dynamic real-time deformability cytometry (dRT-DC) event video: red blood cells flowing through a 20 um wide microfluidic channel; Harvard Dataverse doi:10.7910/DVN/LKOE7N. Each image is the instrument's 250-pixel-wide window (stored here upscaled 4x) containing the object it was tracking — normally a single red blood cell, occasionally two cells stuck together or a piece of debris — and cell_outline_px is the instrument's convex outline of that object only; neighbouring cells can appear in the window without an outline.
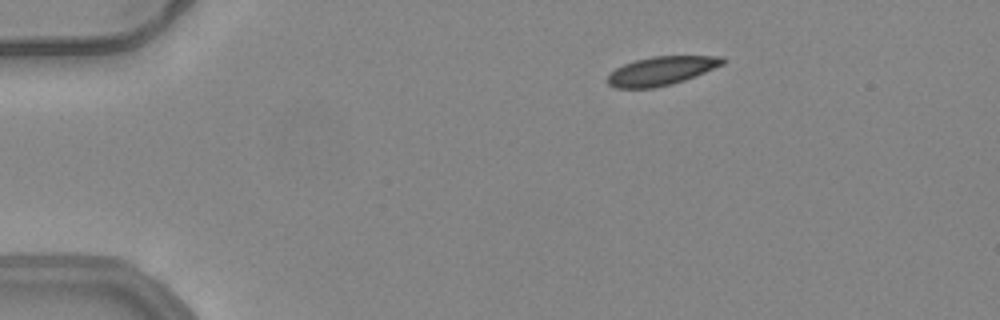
{"species": "common noctule bat (a hibernating species)", "species_latin": "Nyctalus noctula", "temperature_condition": "warm", "stored_images_in_passage": 43, "camera_frame_rate_fps": 3000, "um_per_image_px": 0.085, "animal": {"sex": "female", "body_mass_g": 24.6, "forearm_length_mm": 56.2}, "frame": {"image": 1, "passage_image": 2, "time_ms": 0.333, "image_size_px": [1000, 320], "cell_outline_px": [[728, 60], [724, 64], [684, 80], [672, 84], [652, 88], [616, 88], [608, 84], [608, 76], [616, 68], [624, 64], [636, 60], [652, 56], [724, 56]], "centroid_in_image_um": [56.24, 6.01], "position_along_channel_um": 28.8, "area_um2": 19.13}}
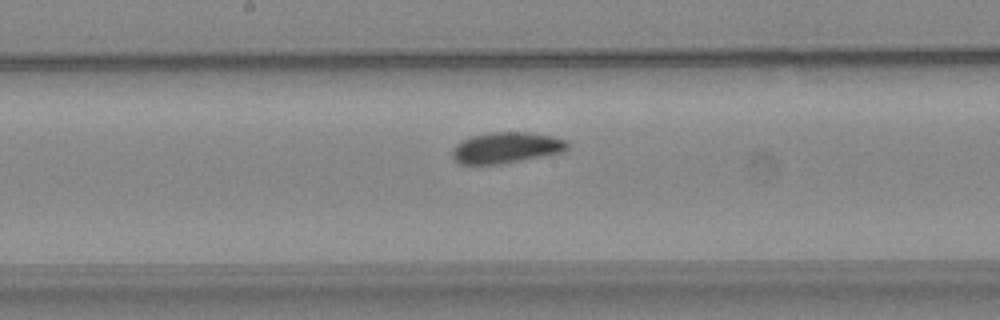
{"frame": {"image": 2, "passage_image": 21, "time_ms": 6.667, "image_size_px": [1000, 320], "cell_outline_px": [[568, 148], [564, 152], [500, 164], [460, 164], [452, 156], [452, 148], [456, 144], [472, 136], [492, 132], [524, 132], [552, 136], [568, 140]], "centroid_in_image_um": [43.05, 12.55], "position_along_channel_um": 205.2, "area_um2": 20.69}}
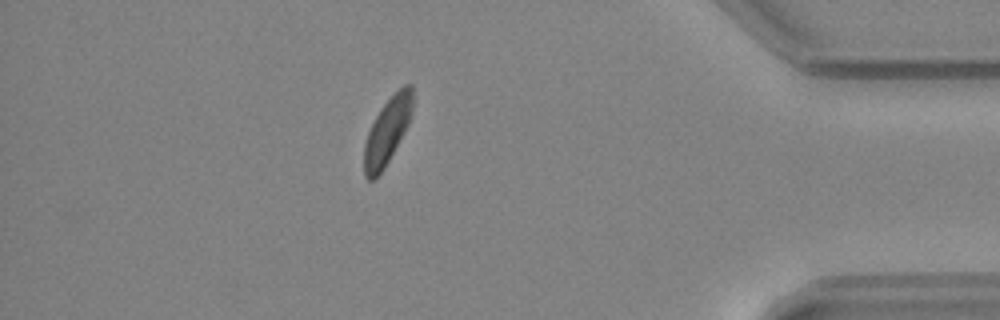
{"frame": {"image": 3, "passage_image": 39, "time_ms": 12.667, "image_size_px": [1000, 320], "cell_outline_px": [[412, 108], [408, 124], [404, 132], [384, 168], [376, 180], [368, 180], [364, 176], [364, 144], [368, 132], [380, 108], [404, 84], [412, 84]], "centroid_in_image_um": [32.89, 11.18], "position_along_channel_um": 402.3, "area_um2": 18.44}, "authors_computed_cell_mechanics": {"area_um2": 20.3456, "velocity_mm_per_s": 3.9203, "shape_relaxation_time_tau1_ms": 3.3353, "shape_relaxation_time_tau2_ms": null, "deformation_change_tau1": 0.1161, "deformation_change_tau2": null}}